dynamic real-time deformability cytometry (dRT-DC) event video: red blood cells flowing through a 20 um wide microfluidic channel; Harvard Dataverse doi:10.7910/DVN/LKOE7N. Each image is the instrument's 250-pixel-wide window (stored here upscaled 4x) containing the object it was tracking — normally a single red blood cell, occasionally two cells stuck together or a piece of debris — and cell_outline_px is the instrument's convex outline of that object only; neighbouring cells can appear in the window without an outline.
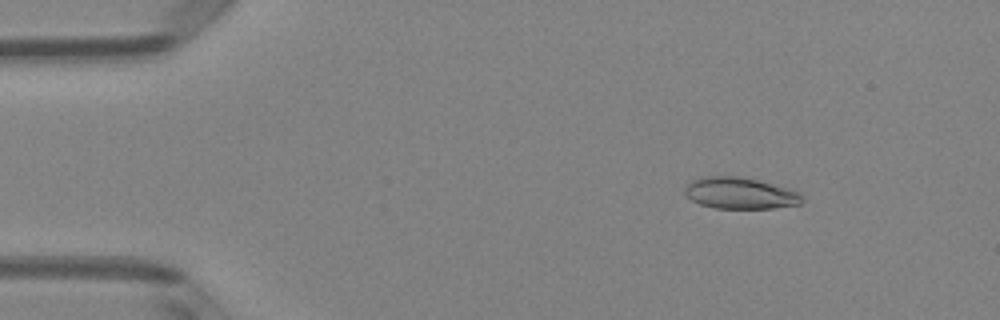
{"species": "Egyptian fruit bat (a non-hibernating species)", "species_latin": "Rousettus aegyptiacus", "temperature_condition": "room temperature", "stored_images_in_passage": 49, "camera_frame_rate_fps": 3000, "um_per_image_px": 0.085, "animal": {"sex": "female"}, "frame": {"image": 1, "passage_image": 6, "time_ms": 1.667, "image_size_px": [1000, 320], "cell_outline_px": [[804, 200], [800, 204], [772, 208], [716, 208], [700, 204], [692, 200], [684, 192], [684, 188], [692, 180], [700, 176], [740, 176], [788, 188], [800, 192], [804, 196]], "centroid_in_image_um": [62.92, 16.41], "position_along_channel_um": 22.1, "area_um2": 21.5}}
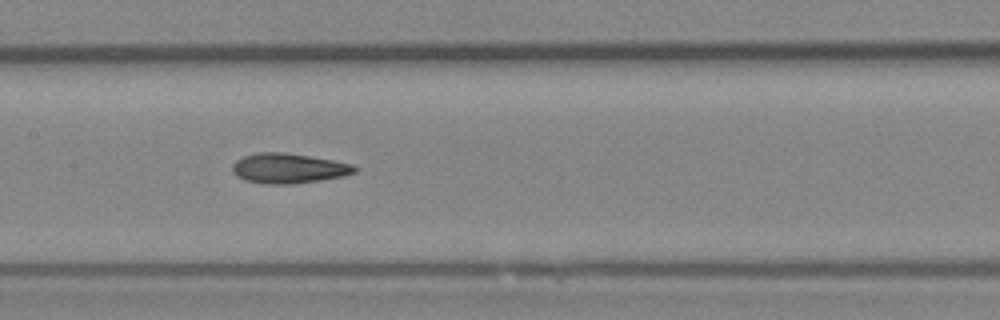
{"frame": {"image": 2, "passage_image": 24, "time_ms": 7.667, "image_size_px": [1000, 320], "cell_outline_px": [[356, 172], [344, 176], [320, 180], [288, 184], [264, 184], [244, 180], [236, 176], [232, 172], [232, 164], [236, 160], [244, 156], [256, 152], [284, 152], [332, 160], [352, 164], [356, 168]], "centroid_in_image_um": [24.48, 14.31], "position_along_channel_um": 182.9, "area_um2": 21.33}}
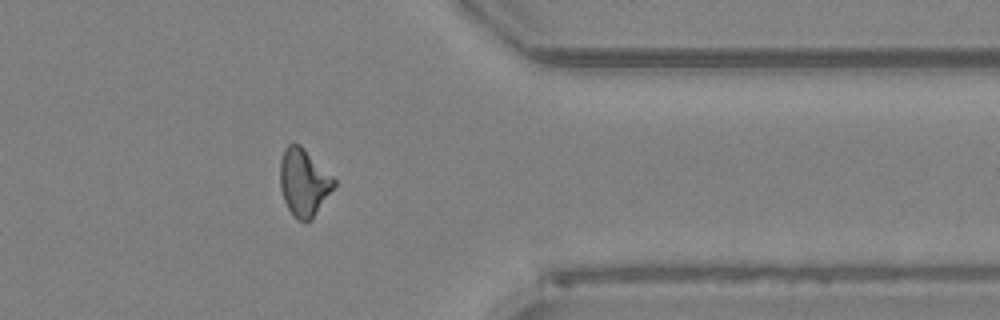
{"frame": {"image": 3, "passage_image": 40, "time_ms": 13.0, "image_size_px": [1000, 320], "cell_outline_px": [[336, 184], [312, 220], [300, 220], [288, 208], [284, 200], [280, 188], [280, 160], [284, 148], [288, 144], [300, 144], [336, 180]], "centroid_in_image_um": [25.81, 15.48], "position_along_channel_um": 385.6, "area_um2": 20.87}, "authors_computed_cell_mechanics": {"area_um2": 21.0392, "velocity_mm_per_s": 4.0441, "shape_relaxation_time_tau1_ms": 8.3254, "shape_relaxation_time_tau2_ms": 2.8109, "deformation_change_tau1": 0.196, "deformation_change_tau2": 0.1131}}